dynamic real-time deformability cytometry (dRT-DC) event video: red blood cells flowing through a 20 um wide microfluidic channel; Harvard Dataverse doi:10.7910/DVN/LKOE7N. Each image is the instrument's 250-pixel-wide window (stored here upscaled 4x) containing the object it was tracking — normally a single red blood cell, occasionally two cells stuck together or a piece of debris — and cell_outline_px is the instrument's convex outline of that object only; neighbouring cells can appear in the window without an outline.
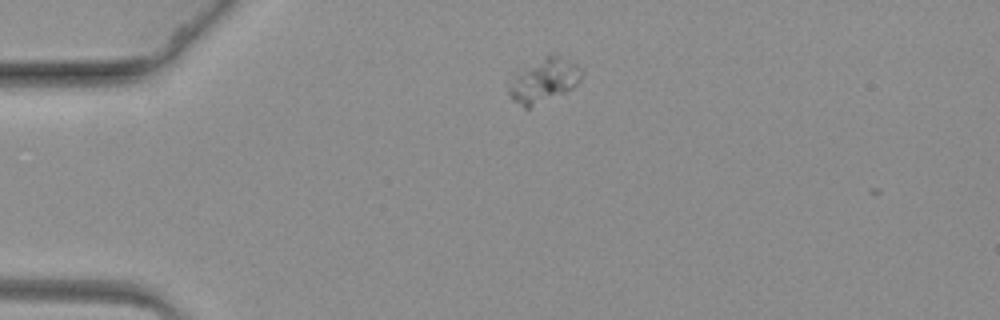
{"species": "common noctule bat (a hibernating species)", "species_latin": "Nyctalus noctula", "temperature_condition": "warm", "stored_images_in_passage": 12, "camera_frame_rate_fps": 3000, "um_per_image_px": 0.085, "animal": {"sex": "female", "body_mass_g": 19.3, "forearm_length_mm": 54.1}, "frame": {"image": 1, "passage_image": 1, "time_ms": 0.0, "image_size_px": [1000, 320], "cell_outline_px": [[584, 72], [580, 80], [572, 88], [564, 92], [528, 108], [524, 108], [512, 100], [508, 96], [508, 88], [512, 72], [552, 52], [576, 64]], "centroid_in_image_um": [46.16, 6.8], "position_along_channel_um": 38.8, "area_um2": 19.02}}
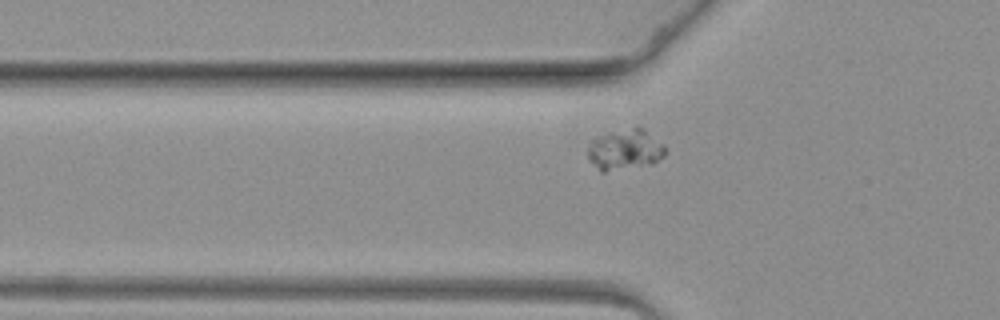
{"frame": {"image": 2, "passage_image": 8, "time_ms": 2.333, "image_size_px": [1000, 320], "cell_outline_px": [[668, 152], [664, 156], [652, 164], [604, 172], [600, 172], [588, 160], [588, 148], [592, 140], [600, 136], [636, 124], [644, 128], [664, 144], [668, 148]], "centroid_in_image_um": [53.17, 12.7], "position_along_channel_um": 72.6, "area_um2": 18.84}}
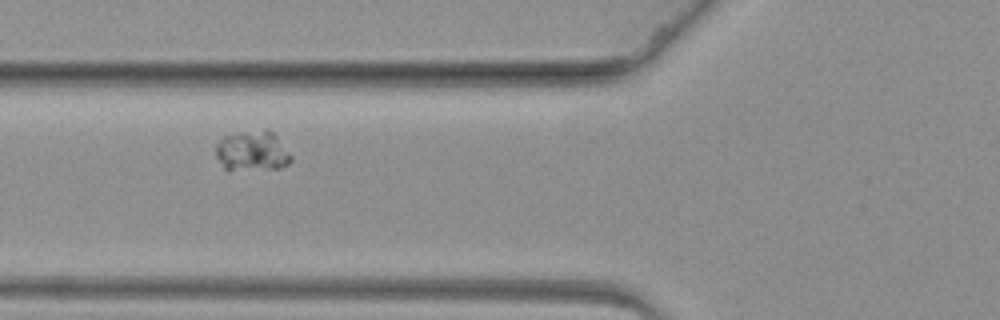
{"frame": {"image": 3, "passage_image": 11, "time_ms": 3.333, "image_size_px": [1000, 320], "cell_outline_px": [[292, 160], [288, 164], [280, 168], [228, 172], [224, 168], [216, 156], [216, 144], [224, 136], [240, 132], [264, 128], [268, 128], [276, 136], [292, 156]], "centroid_in_image_um": [21.43, 12.86], "position_along_channel_um": 104.4, "area_um2": 18.09}}